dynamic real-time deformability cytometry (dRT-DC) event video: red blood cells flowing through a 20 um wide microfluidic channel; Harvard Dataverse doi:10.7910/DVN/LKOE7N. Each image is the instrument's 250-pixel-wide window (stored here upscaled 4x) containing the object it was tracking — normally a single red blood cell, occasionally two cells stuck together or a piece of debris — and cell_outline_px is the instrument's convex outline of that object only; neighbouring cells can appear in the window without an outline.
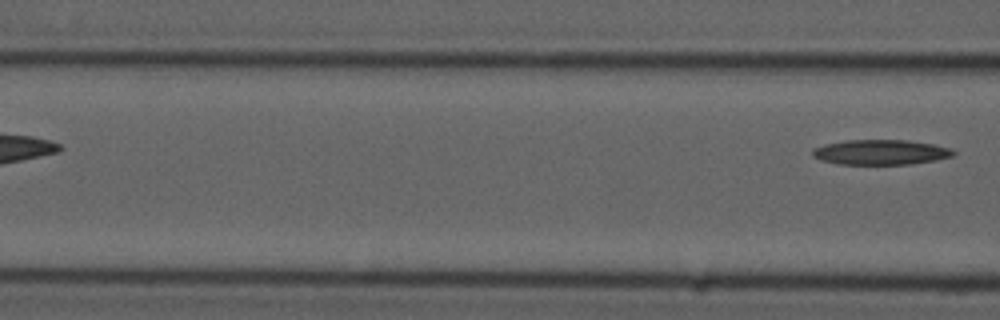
{"species": "common noctule bat (a hibernating species)", "species_latin": "Nyctalus noctula", "temperature_condition": "cold", "stored_images_in_passage": 5, "camera_frame_rate_fps": 3000, "um_per_image_px": 0.085, "animal": {"sex": "male", "forearm_length_mm": 52.5}, "frame": {"image": 1, "passage_image": 5, "time_ms": 1.333, "image_size_px": [1000, 320], "cell_outline_px": [[956, 152], [952, 156], [936, 160], [908, 164], [836, 164], [820, 160], [812, 156], [812, 148], [824, 144], [848, 140], [908, 140], [932, 144], [952, 148]], "centroid_in_image_um": [74.83, 12.94], "position_along_channel_um": 91.8, "area_um2": 20.63}}